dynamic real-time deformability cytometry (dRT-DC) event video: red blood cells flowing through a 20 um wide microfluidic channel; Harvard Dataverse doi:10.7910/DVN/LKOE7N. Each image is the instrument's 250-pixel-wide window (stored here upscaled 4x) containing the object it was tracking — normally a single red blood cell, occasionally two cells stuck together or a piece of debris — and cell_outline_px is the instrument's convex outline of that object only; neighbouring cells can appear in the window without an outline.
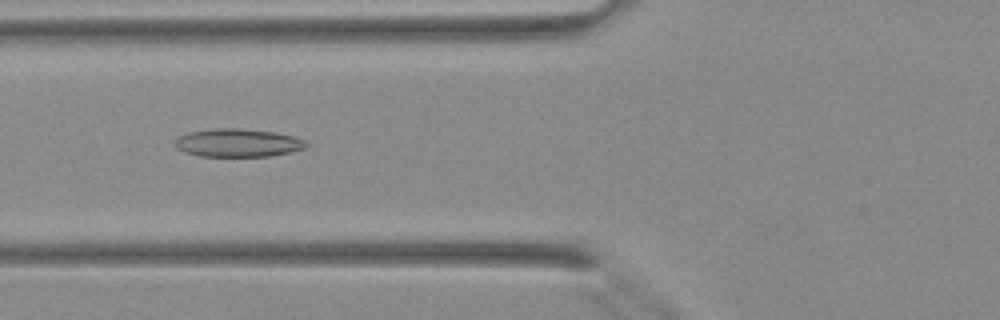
{"species": "Egyptian fruit bat (a non-hibernating species)", "species_latin": "Rousettus aegyptiacus", "temperature_condition": "warm", "stored_images_in_passage": 40, "camera_frame_rate_fps": 3000, "um_per_image_px": 0.085, "animal": {"sex": "female"}, "frame": {"image": 1, "passage_image": 16, "time_ms": 5.0, "image_size_px": [1000, 320], "cell_outline_px": [[312, 144], [304, 148], [288, 152], [268, 156], [200, 156], [184, 152], [176, 148], [176, 140], [180, 136], [188, 132], [212, 128], [240, 128], [276, 132], [296, 136]], "centroid_in_image_um": [20.25, 12.13], "position_along_channel_um": 105.6, "area_um2": 21.62}}
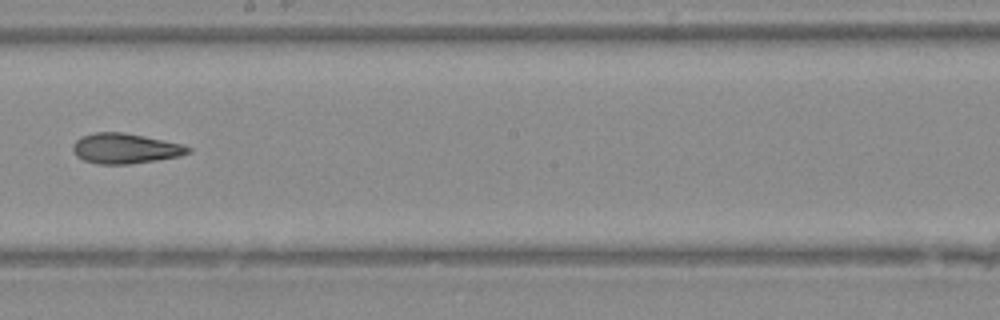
{"frame": {"image": 2, "passage_image": 24, "time_ms": 7.667, "image_size_px": [1000, 320], "cell_outline_px": [[192, 152], [180, 156], [156, 160], [128, 164], [96, 164], [84, 160], [76, 156], [72, 148], [72, 144], [80, 136], [96, 132], [124, 132], [144, 136], [180, 144], [192, 148]], "centroid_in_image_um": [10.61, 12.62], "position_along_channel_um": 237.6, "area_um2": 20.29}}
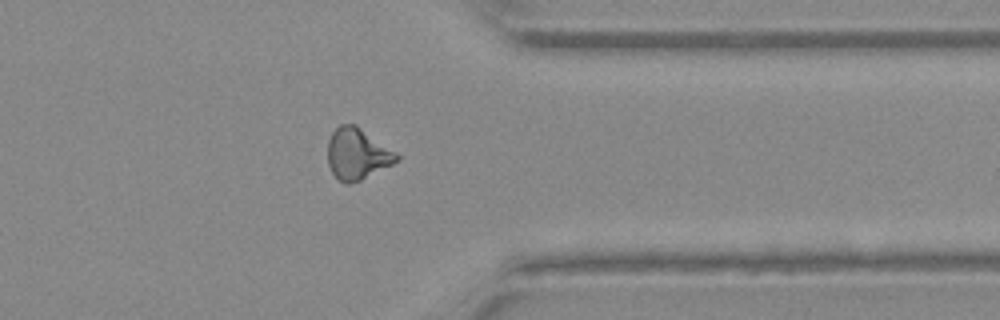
{"frame": {"image": 3, "passage_image": 33, "time_ms": 10.667, "image_size_px": [1000, 320], "cell_outline_px": [[400, 160], [360, 180], [348, 184], [344, 184], [332, 172], [328, 164], [328, 140], [332, 132], [340, 124], [356, 124], [396, 152], [400, 156]], "centroid_in_image_um": [30.37, 13.07], "position_along_channel_um": 381.0, "area_um2": 20.52}}